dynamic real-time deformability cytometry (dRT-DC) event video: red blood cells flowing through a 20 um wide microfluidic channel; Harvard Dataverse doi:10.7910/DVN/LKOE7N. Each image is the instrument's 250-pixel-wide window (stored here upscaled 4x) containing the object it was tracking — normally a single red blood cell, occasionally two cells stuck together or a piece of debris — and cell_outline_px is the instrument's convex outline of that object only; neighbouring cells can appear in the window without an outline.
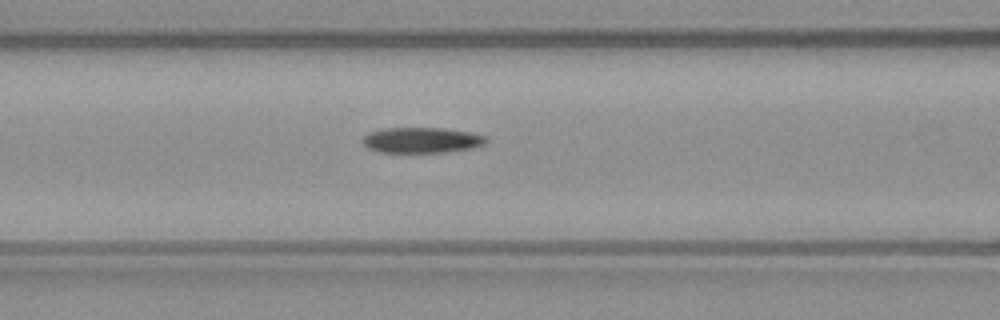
{"species": "common noctule bat (a hibernating species)", "species_latin": "Nyctalus noctula", "temperature_condition": "warm", "stored_images_in_passage": 28, "camera_frame_rate_fps": 3000, "um_per_image_px": 0.085, "animal": {"sex": "male", "body_mass_g": 23.1, "forearm_length_mm": 52.7}, "frame": {"image": 1, "passage_image": 5, "time_ms": 1.333, "image_size_px": [1000, 320], "cell_outline_px": [[488, 140], [484, 144], [472, 148], [444, 152], [376, 152], [368, 148], [364, 144], [364, 136], [368, 132], [380, 128], [444, 128], [468, 132], [484, 136]], "centroid_in_image_um": [35.8, 11.91], "position_along_channel_um": 130.8, "area_um2": 18.32}}